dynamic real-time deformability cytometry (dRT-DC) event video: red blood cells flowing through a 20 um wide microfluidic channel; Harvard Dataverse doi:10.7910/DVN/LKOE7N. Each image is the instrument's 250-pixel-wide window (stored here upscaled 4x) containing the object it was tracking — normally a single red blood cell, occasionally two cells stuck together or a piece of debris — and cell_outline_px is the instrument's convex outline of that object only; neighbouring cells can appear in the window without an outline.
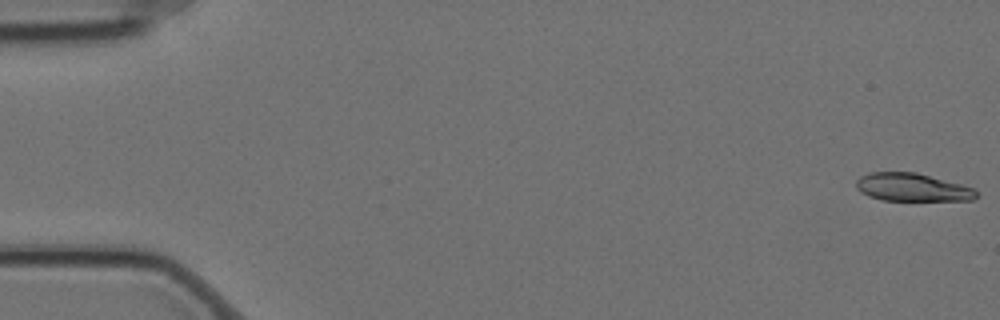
{"species": "Egyptian fruit bat (a non-hibernating species)", "species_latin": "Rousettus aegyptiacus", "temperature_condition": "cold", "stored_images_in_passage": 5, "camera_frame_rate_fps": 3000, "um_per_image_px": 0.085, "animal": {"sex": "female"}, "frame": {"image": 1, "passage_image": 1, "time_ms": 0.0, "image_size_px": [1000, 320], "cell_outline_px": [[976, 196], [972, 200], [880, 200], [868, 196], [860, 192], [856, 188], [856, 180], [860, 176], [868, 172], [916, 172], [960, 184], [972, 188], [976, 192]], "centroid_in_image_um": [77.46, 15.92], "position_along_channel_um": 7.5, "area_um2": 19.48}}
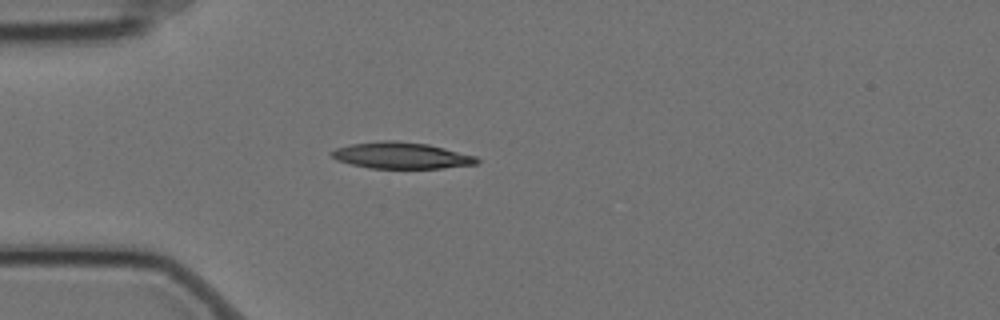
{"frame": {"image": 2, "passage_image": 4, "time_ms": 1.0, "image_size_px": [1000, 320], "cell_outline_px": [[480, 160], [476, 164], [440, 168], [368, 168], [336, 160], [332, 156], [332, 152], [336, 148], [352, 144], [384, 140], [396, 140], [428, 144], [476, 156]], "centroid_in_image_um": [34.12, 13.21], "position_along_channel_um": 50.9, "area_um2": 22.14}}